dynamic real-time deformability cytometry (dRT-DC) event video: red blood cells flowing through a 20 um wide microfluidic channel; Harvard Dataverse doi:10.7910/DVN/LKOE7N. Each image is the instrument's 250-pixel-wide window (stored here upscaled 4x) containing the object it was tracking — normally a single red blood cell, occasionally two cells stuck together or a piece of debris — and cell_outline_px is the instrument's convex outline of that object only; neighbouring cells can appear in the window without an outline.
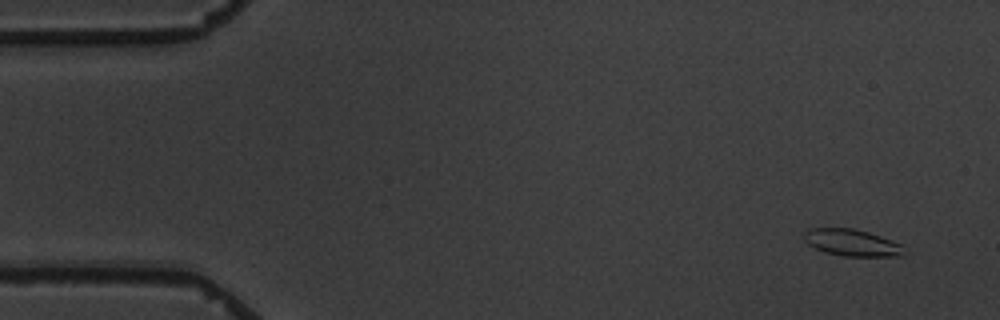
{"species": "common noctule bat (a hibernating species)", "species_latin": "Nyctalus noctula", "temperature_condition": "warm", "stored_images_in_passage": 8, "camera_frame_rate_fps": 3000, "um_per_image_px": 0.085, "animal": {"sex": "male", "body_mass_g": 19.5, "forearm_length_mm": 54.6}, "frame": {"image": 1, "passage_image": 1, "time_ms": 0.0, "image_size_px": [1000, 320], "cell_outline_px": [[904, 256], [844, 256], [824, 252], [808, 244], [804, 240], [804, 232], [808, 228], [852, 228], [868, 232], [880, 236], [900, 244]], "centroid_in_image_um": [72.36, 20.62], "position_along_channel_um": 12.6, "area_um2": 15.43}}
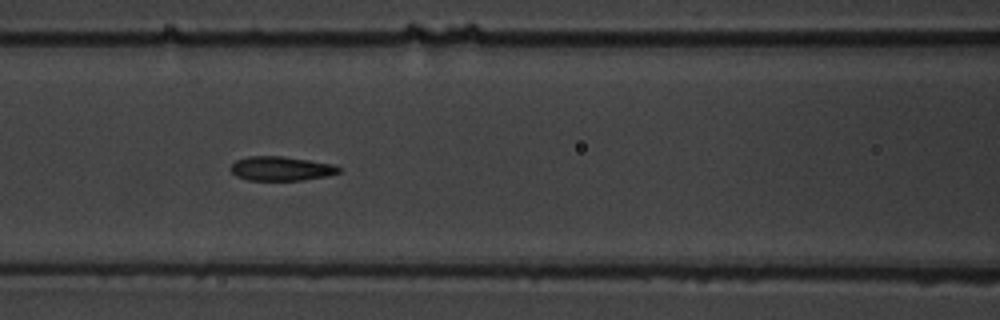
{"frame": {"image": 2, "passage_image": 7, "time_ms": 7.0, "image_size_px": [1000, 320], "cell_outline_px": [[340, 172], [328, 176], [300, 180], [248, 180], [236, 176], [228, 168], [236, 160], [248, 156], [284, 156], [332, 164], [340, 168]], "centroid_in_image_um": [23.86, 14.32], "position_along_channel_um": 142.7, "area_um2": 15.26}}
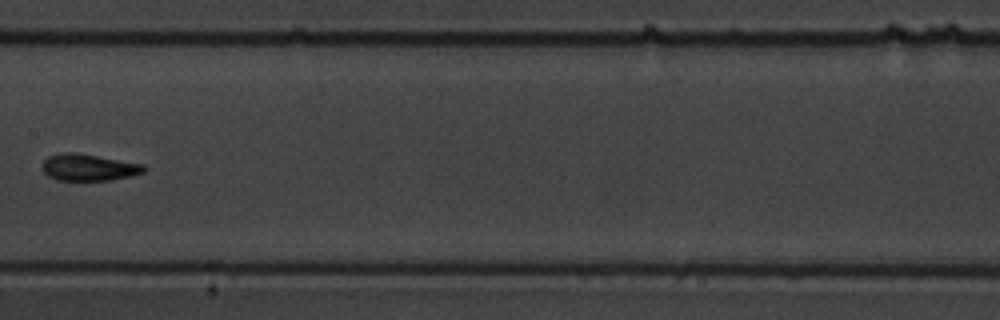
{"frame": {"image": 3, "passage_image": 8, "time_ms": 8.667, "image_size_px": [1000, 320], "cell_outline_px": [[148, 168], [144, 172], [132, 176], [112, 180], [56, 180], [48, 176], [44, 172], [44, 160], [48, 156], [64, 152], [76, 152], [144, 164]], "centroid_in_image_um": [7.58, 14.23], "position_along_channel_um": 199.8, "area_um2": 15.9}}